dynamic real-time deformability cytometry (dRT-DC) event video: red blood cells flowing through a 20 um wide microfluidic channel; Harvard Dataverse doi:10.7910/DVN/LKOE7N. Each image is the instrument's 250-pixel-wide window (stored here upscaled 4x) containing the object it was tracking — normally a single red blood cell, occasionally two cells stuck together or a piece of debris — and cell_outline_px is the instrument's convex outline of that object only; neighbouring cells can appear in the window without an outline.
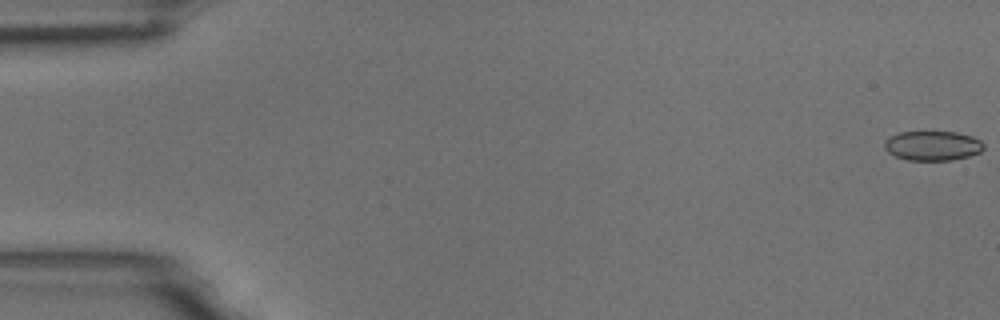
{"species": "common noctule bat (a hibernating species)", "species_latin": "Nyctalus noctula", "temperature_condition": "room temperature", "stored_images_in_passage": 55, "camera_frame_rate_fps": 3000, "um_per_image_px": 0.085, "animal": {"sex": "male", "body_mass_g": 18.8}, "frame": {"image": 1, "passage_image": 1, "time_ms": 0.0, "image_size_px": [1000, 320], "cell_outline_px": [[984, 148], [980, 152], [968, 156], [952, 160], [908, 160], [896, 156], [888, 152], [884, 148], [884, 140], [900, 132], [956, 132], [972, 136], [980, 140], [984, 144]], "centroid_in_image_um": [79.28, 12.38], "position_along_channel_um": 5.7, "area_um2": 17.05}}
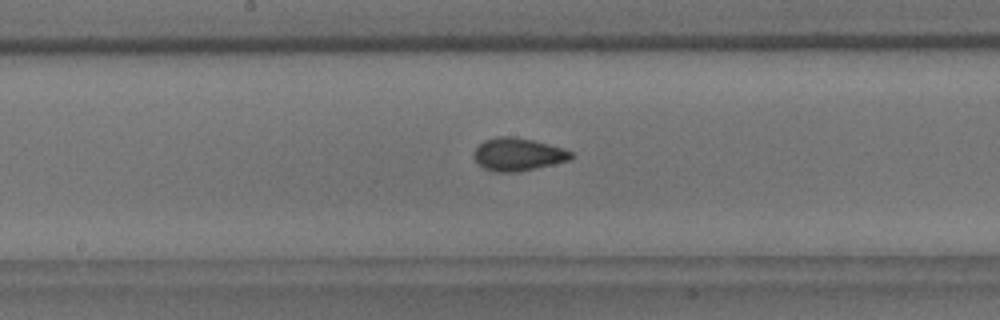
{"frame": {"image": 2, "passage_image": 29, "time_ms": 9.333, "image_size_px": [1000, 320], "cell_outline_px": [[572, 156], [568, 160], [520, 172], [496, 172], [484, 168], [476, 160], [472, 152], [484, 140], [496, 136], [512, 136], [532, 140], [564, 148], [572, 152]], "centroid_in_image_um": [44.0, 13.11], "position_along_channel_um": 204.2, "area_um2": 18.44}}
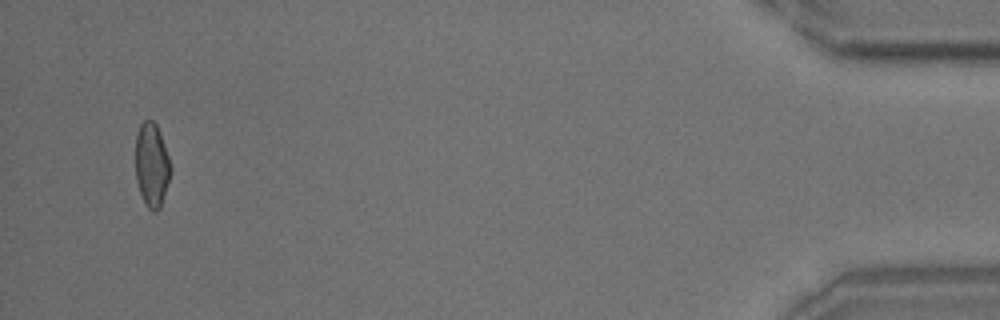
{"frame": {"image": 3, "passage_image": 53, "time_ms": 17.333, "image_size_px": [1000, 320], "cell_outline_px": [[172, 172], [160, 208], [156, 212], [152, 212], [144, 204], [136, 180], [136, 132], [140, 124], [144, 120], [152, 120], [156, 124], [160, 132], [172, 168]], "centroid_in_image_um": [12.9, 14.04], "position_along_channel_um": 422.3, "area_um2": 17.4}, "authors_computed_cell_mechanics": {"area_um2": 17.7446, "velocity_mm_per_s": 3.7307, "shape_relaxation_time_tau1_ms": 10.2164, "shape_relaxation_time_tau2_ms": 1.1046, "deformation_change_tau1": 0.1701, "deformation_change_tau2": 0.0566}}